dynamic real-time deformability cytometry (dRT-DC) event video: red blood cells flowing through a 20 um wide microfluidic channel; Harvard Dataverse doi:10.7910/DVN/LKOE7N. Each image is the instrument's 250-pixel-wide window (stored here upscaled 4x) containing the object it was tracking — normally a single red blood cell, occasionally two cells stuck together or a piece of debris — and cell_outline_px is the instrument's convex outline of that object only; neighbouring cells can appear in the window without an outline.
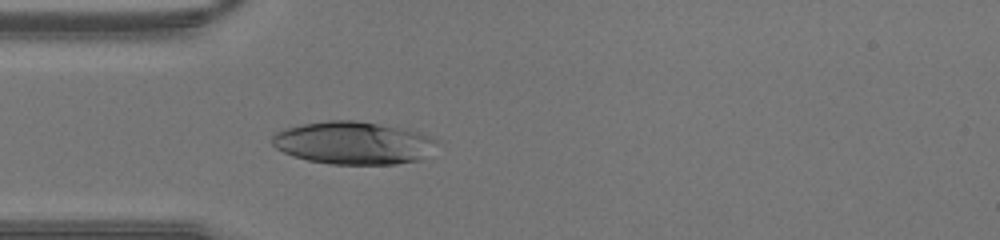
{"species": "human", "species_latin": "Homo sapiens", "temperature_condition": "warm", "stored_images_in_passage": 24, "camera_frame_rate_fps": 3000, "um_per_image_px": 0.085, "donor": {"sex": "male"}, "frame": {"image": 1, "passage_image": 1, "time_ms": 0.0, "image_size_px": [1000, 240], "cell_outline_px": [[440, 140], [420, 160], [396, 164], [332, 164], [308, 160], [292, 156], [276, 148], [272, 144], [272, 136], [276, 132], [284, 128], [304, 124], [328, 120], [356, 120], [408, 128], [432, 136]], "centroid_in_image_um": [30.05, 12.13], "position_along_channel_um": 54.9, "area_um2": 41.27}}
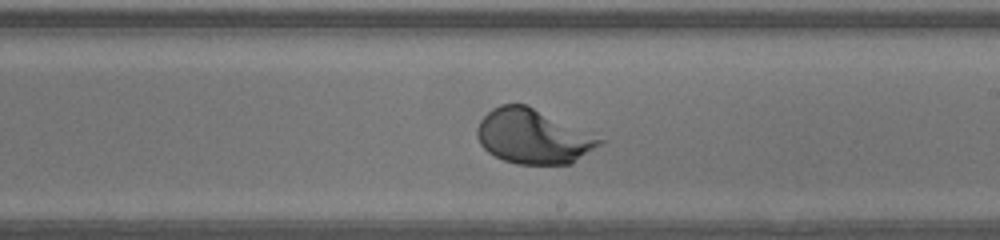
{"frame": {"image": 2, "passage_image": 13, "time_ms": 4.0, "image_size_px": [1000, 240], "cell_outline_px": [[604, 140], [600, 144], [572, 164], [516, 164], [504, 160], [488, 152], [480, 144], [476, 136], [476, 128], [480, 120], [492, 108], [500, 104], [524, 104]], "centroid_in_image_um": [45.23, 11.62], "position_along_channel_um": 243.8, "area_um2": 38.15}}
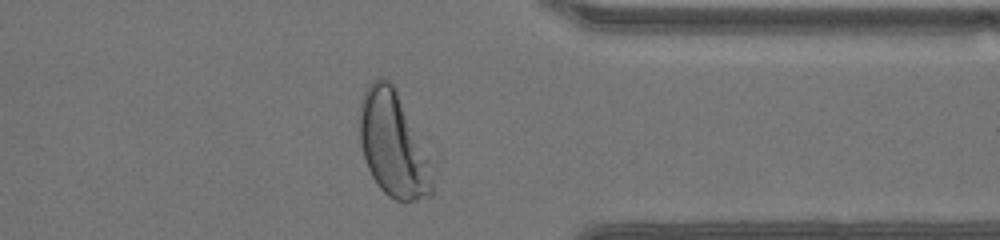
{"frame": {"image": 3, "passage_image": 22, "time_ms": 7.0, "image_size_px": [1000, 240], "cell_outline_px": [[432, 196], [404, 204], [388, 196], [380, 188], [372, 176], [368, 168], [360, 144], [360, 100], [368, 84], [372, 80], [380, 76], [384, 76], [392, 84], [396, 92], [424, 160], [432, 180]], "centroid_in_image_um": [33.3, 12.32], "position_along_channel_um": 378.1, "area_um2": 42.31}}